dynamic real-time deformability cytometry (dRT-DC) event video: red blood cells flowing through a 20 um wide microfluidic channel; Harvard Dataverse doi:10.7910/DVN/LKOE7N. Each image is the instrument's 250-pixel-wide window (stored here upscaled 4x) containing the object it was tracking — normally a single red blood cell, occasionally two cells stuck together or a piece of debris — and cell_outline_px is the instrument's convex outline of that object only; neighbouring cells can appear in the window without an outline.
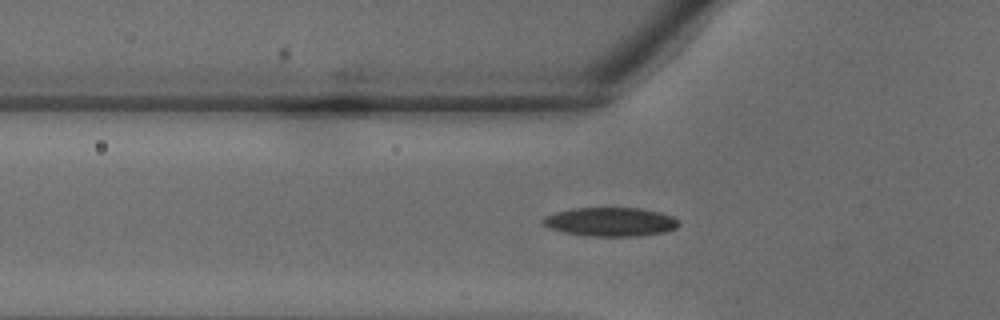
{"species": "common noctule bat (a hibernating species)", "species_latin": "Nyctalus noctula", "temperature_condition": "warm", "stored_images_in_passage": 29, "camera_frame_rate_fps": 3000, "um_per_image_px": 0.085, "animal": {"sex": "male", "body_mass_g": 18.8}, "frame": {"image": 1, "passage_image": 8, "time_ms": 2.333, "image_size_px": [1000, 320], "cell_outline_px": [[680, 224], [676, 228], [664, 232], [636, 236], [584, 236], [564, 232], [552, 228], [544, 224], [540, 220], [544, 216], [556, 212], [572, 208], [640, 208], [660, 212], [672, 216]], "centroid_in_image_um": [51.88, 18.85], "position_along_channel_um": 73.9, "area_um2": 22.77}}
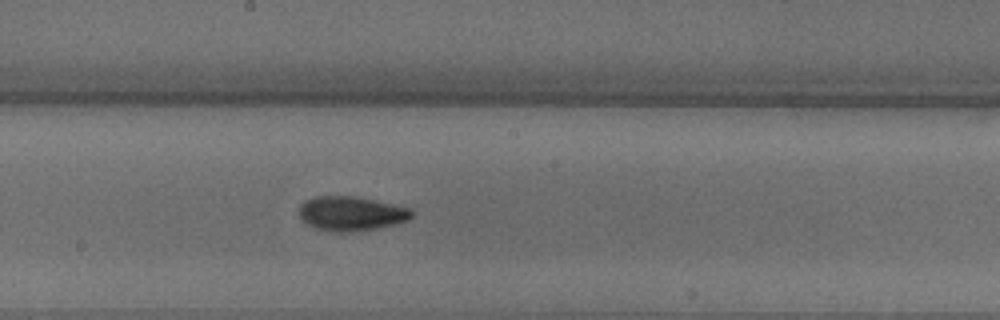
{"frame": {"image": 2, "passage_image": 16, "time_ms": 5.0, "image_size_px": [1000, 320], "cell_outline_px": [[416, 212], [408, 220], [396, 224], [376, 228], [348, 232], [336, 232], [316, 228], [300, 220], [300, 204], [304, 200], [316, 196], [352, 196], [396, 204], [412, 208]], "centroid_in_image_um": [29.88, 18.14], "position_along_channel_um": 218.3, "area_um2": 22.72}}
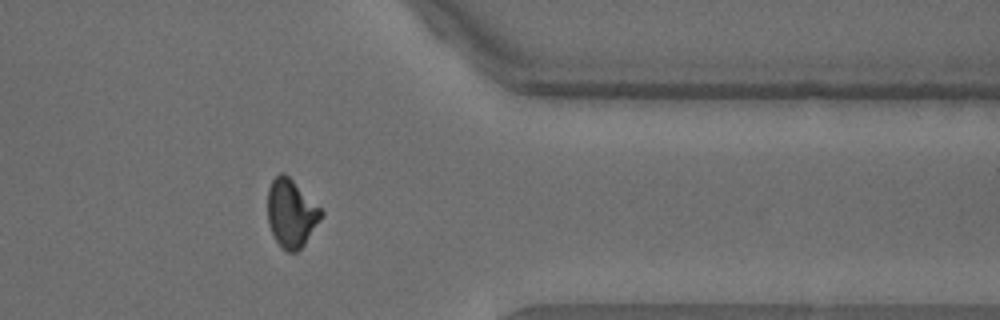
{"frame": {"image": 3, "passage_image": 26, "time_ms": 8.333, "image_size_px": [1000, 320], "cell_outline_px": [[324, 212], [320, 220], [304, 244], [296, 252], [288, 252], [276, 240], [268, 224], [268, 188], [272, 180], [280, 172], [284, 172]], "centroid_in_image_um": [24.74, 18.12], "position_along_channel_um": 386.7, "area_um2": 20.75}}